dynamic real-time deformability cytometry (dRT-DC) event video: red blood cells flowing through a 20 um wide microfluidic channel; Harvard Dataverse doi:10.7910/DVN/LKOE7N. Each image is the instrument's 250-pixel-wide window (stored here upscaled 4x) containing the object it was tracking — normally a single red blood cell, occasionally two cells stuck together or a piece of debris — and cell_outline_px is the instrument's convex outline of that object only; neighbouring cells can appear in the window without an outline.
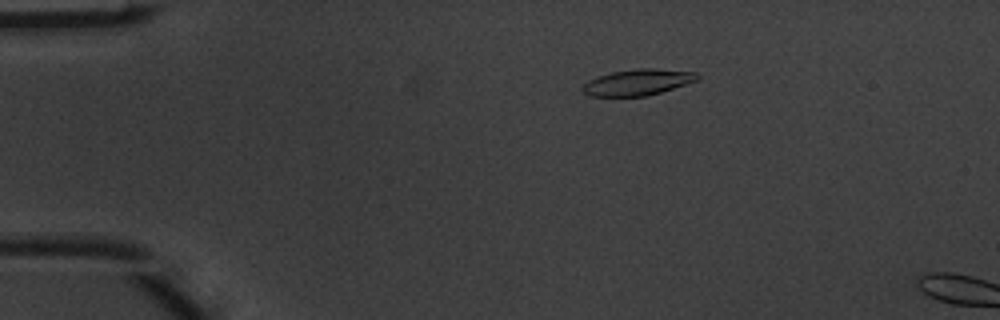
{"species": "common noctule bat (a hibernating species)", "species_latin": "Nyctalus noctula", "temperature_condition": "warm", "stored_images_in_passage": 5, "camera_frame_rate_fps": 3000, "um_per_image_px": 0.085, "animal": {"sex": "male", "body_mass_g": 20.1, "forearm_length_mm": 53.5}, "frame": {"image": 1, "passage_image": 3, "time_ms": 0.667, "image_size_px": [1000, 320], "cell_outline_px": [[700, 80], [648, 96], [588, 96], [580, 88], [588, 80], [612, 72], [636, 68], [656, 68], [696, 72], [700, 76]], "centroid_in_image_um": [54.24, 6.99], "position_along_channel_um": 30.8, "area_um2": 17.63}}